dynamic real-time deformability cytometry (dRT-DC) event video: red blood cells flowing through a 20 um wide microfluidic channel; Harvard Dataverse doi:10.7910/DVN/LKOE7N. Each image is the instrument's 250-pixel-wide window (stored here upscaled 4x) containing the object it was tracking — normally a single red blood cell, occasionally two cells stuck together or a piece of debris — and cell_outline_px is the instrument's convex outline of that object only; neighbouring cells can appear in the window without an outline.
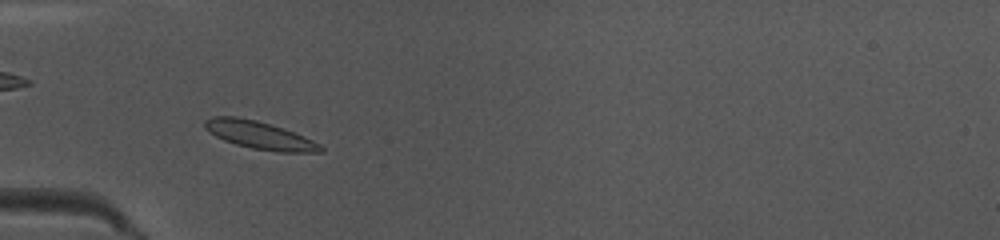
{"species": "common noctule bat (a hibernating species)", "species_latin": "Nyctalus noctula", "temperature_condition": "warm", "stored_images_in_passage": 36, "camera_frame_rate_fps": 3000, "um_per_image_px": 0.085, "animal": {"sex": "female", "body_mass_g": 10.0, "forearm_length_mm": 53.1}, "frame": {"image": 1, "passage_image": 8, "time_ms": 2.333, "image_size_px": [1000, 240], "cell_outline_px": [[324, 152], [276, 152], [252, 148], [236, 144], [224, 140], [216, 136], [204, 128], [204, 120], [212, 116], [236, 116], [256, 120], [272, 124], [284, 128], [304, 136], [320, 144], [324, 148]], "centroid_in_image_um": [22.07, 11.48], "position_along_channel_um": 62.9, "area_um2": 18.84}}
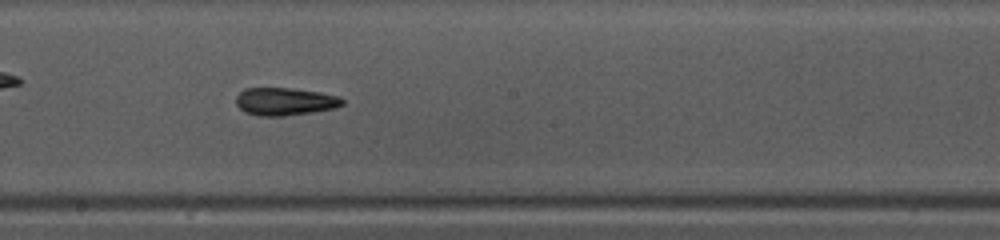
{"frame": {"image": 2, "passage_image": 20, "time_ms": 6.333, "image_size_px": [1000, 240], "cell_outline_px": [[344, 104], [336, 108], [312, 112], [284, 116], [260, 116], [244, 112], [236, 104], [236, 96], [244, 88], [292, 88], [320, 92], [340, 96], [344, 100]], "centroid_in_image_um": [24.23, 8.62], "position_along_channel_um": 224.0, "area_um2": 17.34}}
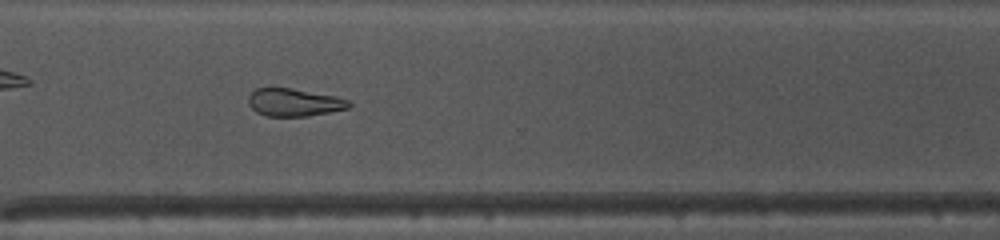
{"frame": {"image": 3, "passage_image": 29, "time_ms": 9.333, "image_size_px": [1000, 240], "cell_outline_px": [[352, 104], [348, 108], [308, 116], [268, 116], [256, 112], [248, 104], [248, 96], [256, 88], [292, 88], [336, 96], [348, 100]], "centroid_in_image_um": [24.99, 8.7], "position_along_channel_um": 345.6, "area_um2": 16.18}, "authors_computed_cell_mechanics": {"area_um2": 17.1377, "velocity_mm_per_s": 4.0743, "shape_relaxation_time_tau1_ms": 5.6872, "shape_relaxation_time_tau2_ms": 3.4576, "deformation_change_tau1": 0.1228, "deformation_change_tau2": 0.0811}}